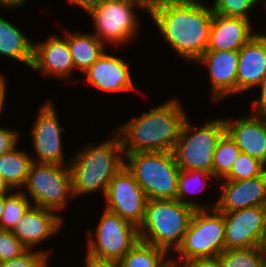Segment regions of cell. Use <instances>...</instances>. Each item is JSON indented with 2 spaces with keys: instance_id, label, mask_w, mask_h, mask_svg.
<instances>
[{
  "instance_id": "obj_18",
  "label": "cell",
  "mask_w": 266,
  "mask_h": 267,
  "mask_svg": "<svg viewBox=\"0 0 266 267\" xmlns=\"http://www.w3.org/2000/svg\"><path fill=\"white\" fill-rule=\"evenodd\" d=\"M215 209L220 213L247 207L266 206V171L257 177L239 181L220 180Z\"/></svg>"
},
{
  "instance_id": "obj_27",
  "label": "cell",
  "mask_w": 266,
  "mask_h": 267,
  "mask_svg": "<svg viewBox=\"0 0 266 267\" xmlns=\"http://www.w3.org/2000/svg\"><path fill=\"white\" fill-rule=\"evenodd\" d=\"M220 267H265L263 246L225 249L217 256Z\"/></svg>"
},
{
  "instance_id": "obj_43",
  "label": "cell",
  "mask_w": 266,
  "mask_h": 267,
  "mask_svg": "<svg viewBox=\"0 0 266 267\" xmlns=\"http://www.w3.org/2000/svg\"><path fill=\"white\" fill-rule=\"evenodd\" d=\"M263 249H264V253H265V259H266V237L263 243Z\"/></svg>"
},
{
  "instance_id": "obj_42",
  "label": "cell",
  "mask_w": 266,
  "mask_h": 267,
  "mask_svg": "<svg viewBox=\"0 0 266 267\" xmlns=\"http://www.w3.org/2000/svg\"><path fill=\"white\" fill-rule=\"evenodd\" d=\"M3 212H4V195H0V222Z\"/></svg>"
},
{
  "instance_id": "obj_15",
  "label": "cell",
  "mask_w": 266,
  "mask_h": 267,
  "mask_svg": "<svg viewBox=\"0 0 266 267\" xmlns=\"http://www.w3.org/2000/svg\"><path fill=\"white\" fill-rule=\"evenodd\" d=\"M63 216L56 212L37 206H31L11 231L28 249L39 250L46 254L54 251L52 248L43 249L37 246L52 239L64 228ZM51 250V251H50Z\"/></svg>"
},
{
  "instance_id": "obj_29",
  "label": "cell",
  "mask_w": 266,
  "mask_h": 267,
  "mask_svg": "<svg viewBox=\"0 0 266 267\" xmlns=\"http://www.w3.org/2000/svg\"><path fill=\"white\" fill-rule=\"evenodd\" d=\"M31 206L32 203L21 190H13L9 194H4V212L1 217L0 229L12 231Z\"/></svg>"
},
{
  "instance_id": "obj_40",
  "label": "cell",
  "mask_w": 266,
  "mask_h": 267,
  "mask_svg": "<svg viewBox=\"0 0 266 267\" xmlns=\"http://www.w3.org/2000/svg\"><path fill=\"white\" fill-rule=\"evenodd\" d=\"M83 267H119L117 262H100L84 257Z\"/></svg>"
},
{
  "instance_id": "obj_7",
  "label": "cell",
  "mask_w": 266,
  "mask_h": 267,
  "mask_svg": "<svg viewBox=\"0 0 266 267\" xmlns=\"http://www.w3.org/2000/svg\"><path fill=\"white\" fill-rule=\"evenodd\" d=\"M225 133L224 119H209L195 125L185 119L173 149L177 165L184 170H204L213 174V156L216 144Z\"/></svg>"
},
{
  "instance_id": "obj_37",
  "label": "cell",
  "mask_w": 266,
  "mask_h": 267,
  "mask_svg": "<svg viewBox=\"0 0 266 267\" xmlns=\"http://www.w3.org/2000/svg\"><path fill=\"white\" fill-rule=\"evenodd\" d=\"M69 2V4L78 6V9H82L84 13H88L90 10H92L94 7L100 4H104L105 2H108L110 0H66Z\"/></svg>"
},
{
  "instance_id": "obj_3",
  "label": "cell",
  "mask_w": 266,
  "mask_h": 267,
  "mask_svg": "<svg viewBox=\"0 0 266 267\" xmlns=\"http://www.w3.org/2000/svg\"><path fill=\"white\" fill-rule=\"evenodd\" d=\"M124 166L122 142L114 130L109 139L80 146L69 162L74 199L98 191L104 197L108 183Z\"/></svg>"
},
{
  "instance_id": "obj_9",
  "label": "cell",
  "mask_w": 266,
  "mask_h": 267,
  "mask_svg": "<svg viewBox=\"0 0 266 267\" xmlns=\"http://www.w3.org/2000/svg\"><path fill=\"white\" fill-rule=\"evenodd\" d=\"M23 187L21 191L33 206L58 215L74 200L69 166L32 162Z\"/></svg>"
},
{
  "instance_id": "obj_19",
  "label": "cell",
  "mask_w": 266,
  "mask_h": 267,
  "mask_svg": "<svg viewBox=\"0 0 266 267\" xmlns=\"http://www.w3.org/2000/svg\"><path fill=\"white\" fill-rule=\"evenodd\" d=\"M223 119L225 133L236 143L240 152L266 165V116L246 112L234 120Z\"/></svg>"
},
{
  "instance_id": "obj_20",
  "label": "cell",
  "mask_w": 266,
  "mask_h": 267,
  "mask_svg": "<svg viewBox=\"0 0 266 267\" xmlns=\"http://www.w3.org/2000/svg\"><path fill=\"white\" fill-rule=\"evenodd\" d=\"M266 79V32H258L238 50L236 95L256 91Z\"/></svg>"
},
{
  "instance_id": "obj_33",
  "label": "cell",
  "mask_w": 266,
  "mask_h": 267,
  "mask_svg": "<svg viewBox=\"0 0 266 267\" xmlns=\"http://www.w3.org/2000/svg\"><path fill=\"white\" fill-rule=\"evenodd\" d=\"M27 250L11 231L0 229V262L19 257Z\"/></svg>"
},
{
  "instance_id": "obj_35",
  "label": "cell",
  "mask_w": 266,
  "mask_h": 267,
  "mask_svg": "<svg viewBox=\"0 0 266 267\" xmlns=\"http://www.w3.org/2000/svg\"><path fill=\"white\" fill-rule=\"evenodd\" d=\"M259 97L251 102V113L261 116H266V79L257 87Z\"/></svg>"
},
{
  "instance_id": "obj_17",
  "label": "cell",
  "mask_w": 266,
  "mask_h": 267,
  "mask_svg": "<svg viewBox=\"0 0 266 267\" xmlns=\"http://www.w3.org/2000/svg\"><path fill=\"white\" fill-rule=\"evenodd\" d=\"M195 63L205 66L202 69L207 68L213 103L236 96L238 51L207 50Z\"/></svg>"
},
{
  "instance_id": "obj_44",
  "label": "cell",
  "mask_w": 266,
  "mask_h": 267,
  "mask_svg": "<svg viewBox=\"0 0 266 267\" xmlns=\"http://www.w3.org/2000/svg\"><path fill=\"white\" fill-rule=\"evenodd\" d=\"M148 5L149 4H151V3H153V2H156V1H158V0H144Z\"/></svg>"
},
{
  "instance_id": "obj_32",
  "label": "cell",
  "mask_w": 266,
  "mask_h": 267,
  "mask_svg": "<svg viewBox=\"0 0 266 267\" xmlns=\"http://www.w3.org/2000/svg\"><path fill=\"white\" fill-rule=\"evenodd\" d=\"M50 255L28 249L19 257L0 262V267H50Z\"/></svg>"
},
{
  "instance_id": "obj_31",
  "label": "cell",
  "mask_w": 266,
  "mask_h": 267,
  "mask_svg": "<svg viewBox=\"0 0 266 267\" xmlns=\"http://www.w3.org/2000/svg\"><path fill=\"white\" fill-rule=\"evenodd\" d=\"M266 171V165L260 160L240 153L233 163L230 172L221 180L239 181L251 179L262 175Z\"/></svg>"
},
{
  "instance_id": "obj_6",
  "label": "cell",
  "mask_w": 266,
  "mask_h": 267,
  "mask_svg": "<svg viewBox=\"0 0 266 267\" xmlns=\"http://www.w3.org/2000/svg\"><path fill=\"white\" fill-rule=\"evenodd\" d=\"M125 166L148 199H176L180 168L173 152H135L125 155Z\"/></svg>"
},
{
  "instance_id": "obj_12",
  "label": "cell",
  "mask_w": 266,
  "mask_h": 267,
  "mask_svg": "<svg viewBox=\"0 0 266 267\" xmlns=\"http://www.w3.org/2000/svg\"><path fill=\"white\" fill-rule=\"evenodd\" d=\"M104 199L105 209L138 228L142 224L148 198L126 166L108 183Z\"/></svg>"
},
{
  "instance_id": "obj_26",
  "label": "cell",
  "mask_w": 266,
  "mask_h": 267,
  "mask_svg": "<svg viewBox=\"0 0 266 267\" xmlns=\"http://www.w3.org/2000/svg\"><path fill=\"white\" fill-rule=\"evenodd\" d=\"M117 264L119 267H169L171 256L166 250L139 240Z\"/></svg>"
},
{
  "instance_id": "obj_38",
  "label": "cell",
  "mask_w": 266,
  "mask_h": 267,
  "mask_svg": "<svg viewBox=\"0 0 266 267\" xmlns=\"http://www.w3.org/2000/svg\"><path fill=\"white\" fill-rule=\"evenodd\" d=\"M30 0H0V8L5 11H14L20 7L26 5Z\"/></svg>"
},
{
  "instance_id": "obj_22",
  "label": "cell",
  "mask_w": 266,
  "mask_h": 267,
  "mask_svg": "<svg viewBox=\"0 0 266 267\" xmlns=\"http://www.w3.org/2000/svg\"><path fill=\"white\" fill-rule=\"evenodd\" d=\"M0 14V55L30 68L33 60V39Z\"/></svg>"
},
{
  "instance_id": "obj_10",
  "label": "cell",
  "mask_w": 266,
  "mask_h": 267,
  "mask_svg": "<svg viewBox=\"0 0 266 267\" xmlns=\"http://www.w3.org/2000/svg\"><path fill=\"white\" fill-rule=\"evenodd\" d=\"M225 248L224 215L216 209L195 210L171 260L215 259ZM178 255V256H177Z\"/></svg>"
},
{
  "instance_id": "obj_24",
  "label": "cell",
  "mask_w": 266,
  "mask_h": 267,
  "mask_svg": "<svg viewBox=\"0 0 266 267\" xmlns=\"http://www.w3.org/2000/svg\"><path fill=\"white\" fill-rule=\"evenodd\" d=\"M216 180V177L208 173L204 170H184L180 169L178 175V192L176 195V199L183 204L189 205L195 210L199 209H215L217 199L215 198V202H204L200 203L198 199H189V195H197L200 193H204L202 191H206L207 186L213 181ZM210 179V180H209ZM209 180V181H208ZM206 203V204H205Z\"/></svg>"
},
{
  "instance_id": "obj_1",
  "label": "cell",
  "mask_w": 266,
  "mask_h": 267,
  "mask_svg": "<svg viewBox=\"0 0 266 267\" xmlns=\"http://www.w3.org/2000/svg\"><path fill=\"white\" fill-rule=\"evenodd\" d=\"M206 0H158L148 14L180 59L195 63L207 51L213 11ZM191 61V62H190Z\"/></svg>"
},
{
  "instance_id": "obj_28",
  "label": "cell",
  "mask_w": 266,
  "mask_h": 267,
  "mask_svg": "<svg viewBox=\"0 0 266 267\" xmlns=\"http://www.w3.org/2000/svg\"><path fill=\"white\" fill-rule=\"evenodd\" d=\"M240 153L236 143L224 133L216 144L213 156V175L217 179L216 182L230 172Z\"/></svg>"
},
{
  "instance_id": "obj_39",
  "label": "cell",
  "mask_w": 266,
  "mask_h": 267,
  "mask_svg": "<svg viewBox=\"0 0 266 267\" xmlns=\"http://www.w3.org/2000/svg\"><path fill=\"white\" fill-rule=\"evenodd\" d=\"M7 80L6 75H0V117L2 114H4L5 109V103H6V93H7Z\"/></svg>"
},
{
  "instance_id": "obj_45",
  "label": "cell",
  "mask_w": 266,
  "mask_h": 267,
  "mask_svg": "<svg viewBox=\"0 0 266 267\" xmlns=\"http://www.w3.org/2000/svg\"><path fill=\"white\" fill-rule=\"evenodd\" d=\"M262 3L264 4L262 9L266 6V0H262ZM266 10V7L264 8Z\"/></svg>"
},
{
  "instance_id": "obj_4",
  "label": "cell",
  "mask_w": 266,
  "mask_h": 267,
  "mask_svg": "<svg viewBox=\"0 0 266 267\" xmlns=\"http://www.w3.org/2000/svg\"><path fill=\"white\" fill-rule=\"evenodd\" d=\"M194 211L177 199H148L144 220L138 228L140 240L171 255L181 244Z\"/></svg>"
},
{
  "instance_id": "obj_5",
  "label": "cell",
  "mask_w": 266,
  "mask_h": 267,
  "mask_svg": "<svg viewBox=\"0 0 266 267\" xmlns=\"http://www.w3.org/2000/svg\"><path fill=\"white\" fill-rule=\"evenodd\" d=\"M140 9L148 13L149 5L144 0H110L97 5L87 13L94 25L91 33L107 48L132 44L140 31L136 13Z\"/></svg>"
},
{
  "instance_id": "obj_14",
  "label": "cell",
  "mask_w": 266,
  "mask_h": 267,
  "mask_svg": "<svg viewBox=\"0 0 266 267\" xmlns=\"http://www.w3.org/2000/svg\"><path fill=\"white\" fill-rule=\"evenodd\" d=\"M105 50L101 56L82 74H84L85 83L93 86L102 93H116L122 91H137L135 87L131 64L122 57L107 53ZM86 77V78H85Z\"/></svg>"
},
{
  "instance_id": "obj_21",
  "label": "cell",
  "mask_w": 266,
  "mask_h": 267,
  "mask_svg": "<svg viewBox=\"0 0 266 267\" xmlns=\"http://www.w3.org/2000/svg\"><path fill=\"white\" fill-rule=\"evenodd\" d=\"M252 22L248 19L226 17L214 13L207 50L238 51L258 33Z\"/></svg>"
},
{
  "instance_id": "obj_16",
  "label": "cell",
  "mask_w": 266,
  "mask_h": 267,
  "mask_svg": "<svg viewBox=\"0 0 266 267\" xmlns=\"http://www.w3.org/2000/svg\"><path fill=\"white\" fill-rule=\"evenodd\" d=\"M62 38H61V37ZM51 34L41 42H33V60L30 69L49 76L51 79L66 81L75 71L67 38Z\"/></svg>"
},
{
  "instance_id": "obj_34",
  "label": "cell",
  "mask_w": 266,
  "mask_h": 267,
  "mask_svg": "<svg viewBox=\"0 0 266 267\" xmlns=\"http://www.w3.org/2000/svg\"><path fill=\"white\" fill-rule=\"evenodd\" d=\"M19 130L0 126V156L12 151L20 143Z\"/></svg>"
},
{
  "instance_id": "obj_36",
  "label": "cell",
  "mask_w": 266,
  "mask_h": 267,
  "mask_svg": "<svg viewBox=\"0 0 266 267\" xmlns=\"http://www.w3.org/2000/svg\"><path fill=\"white\" fill-rule=\"evenodd\" d=\"M176 267H220L217 259L171 260Z\"/></svg>"
},
{
  "instance_id": "obj_8",
  "label": "cell",
  "mask_w": 266,
  "mask_h": 267,
  "mask_svg": "<svg viewBox=\"0 0 266 267\" xmlns=\"http://www.w3.org/2000/svg\"><path fill=\"white\" fill-rule=\"evenodd\" d=\"M96 228L86 232L84 257L100 262H118L140 240L134 224L105 208Z\"/></svg>"
},
{
  "instance_id": "obj_13",
  "label": "cell",
  "mask_w": 266,
  "mask_h": 267,
  "mask_svg": "<svg viewBox=\"0 0 266 267\" xmlns=\"http://www.w3.org/2000/svg\"><path fill=\"white\" fill-rule=\"evenodd\" d=\"M225 220V248L263 246L266 237V206L247 207L222 213Z\"/></svg>"
},
{
  "instance_id": "obj_2",
  "label": "cell",
  "mask_w": 266,
  "mask_h": 267,
  "mask_svg": "<svg viewBox=\"0 0 266 267\" xmlns=\"http://www.w3.org/2000/svg\"><path fill=\"white\" fill-rule=\"evenodd\" d=\"M179 98L171 97L141 115L113 129L122 142L123 154L135 152H172L181 127L188 117Z\"/></svg>"
},
{
  "instance_id": "obj_11",
  "label": "cell",
  "mask_w": 266,
  "mask_h": 267,
  "mask_svg": "<svg viewBox=\"0 0 266 267\" xmlns=\"http://www.w3.org/2000/svg\"><path fill=\"white\" fill-rule=\"evenodd\" d=\"M47 99L39 105L33 125L30 128L32 162L69 166L70 158L66 162L63 134L66 131L60 124L56 104ZM33 154V156H32Z\"/></svg>"
},
{
  "instance_id": "obj_25",
  "label": "cell",
  "mask_w": 266,
  "mask_h": 267,
  "mask_svg": "<svg viewBox=\"0 0 266 267\" xmlns=\"http://www.w3.org/2000/svg\"><path fill=\"white\" fill-rule=\"evenodd\" d=\"M32 158L29 152L18 146L0 156V174L13 190H21L27 180Z\"/></svg>"
},
{
  "instance_id": "obj_23",
  "label": "cell",
  "mask_w": 266,
  "mask_h": 267,
  "mask_svg": "<svg viewBox=\"0 0 266 267\" xmlns=\"http://www.w3.org/2000/svg\"><path fill=\"white\" fill-rule=\"evenodd\" d=\"M76 31V32H75ZM64 29L75 71L84 73L106 50V46L93 34Z\"/></svg>"
},
{
  "instance_id": "obj_41",
  "label": "cell",
  "mask_w": 266,
  "mask_h": 267,
  "mask_svg": "<svg viewBox=\"0 0 266 267\" xmlns=\"http://www.w3.org/2000/svg\"><path fill=\"white\" fill-rule=\"evenodd\" d=\"M13 189L6 182L4 177L0 174V195L9 194Z\"/></svg>"
},
{
  "instance_id": "obj_30",
  "label": "cell",
  "mask_w": 266,
  "mask_h": 267,
  "mask_svg": "<svg viewBox=\"0 0 266 267\" xmlns=\"http://www.w3.org/2000/svg\"><path fill=\"white\" fill-rule=\"evenodd\" d=\"M212 2L210 6L213 13L248 20H251L252 10L256 9L258 4L262 5V0H213Z\"/></svg>"
}]
</instances>
